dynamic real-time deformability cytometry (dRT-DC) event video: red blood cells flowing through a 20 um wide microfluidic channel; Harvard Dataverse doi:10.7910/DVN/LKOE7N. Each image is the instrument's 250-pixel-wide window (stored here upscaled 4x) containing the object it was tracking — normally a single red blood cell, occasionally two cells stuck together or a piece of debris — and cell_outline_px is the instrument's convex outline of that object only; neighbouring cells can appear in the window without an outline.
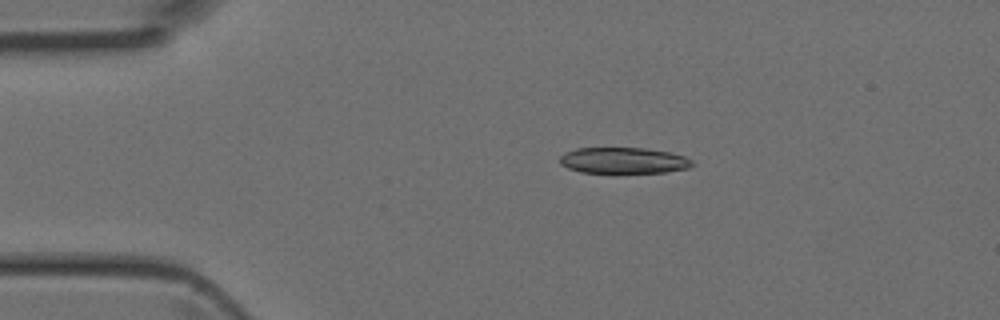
{"species": "Egyptian fruit bat (a non-hibernating species)", "species_latin": "Rousettus aegyptiacus", "temperature_condition": "room temperature", "stored_images_in_passage": 3, "camera_frame_rate_fps": 3000, "um_per_image_px": 0.085, "animal": {"sex": "female"}, "frame": {"image": 1, "passage_image": 2, "time_ms": 0.333, "image_size_px": [1000, 320], "cell_outline_px": [[692, 164], [688, 168], [668, 172], [580, 172], [568, 168], [560, 164], [560, 156], [564, 152], [576, 148], [644, 148], [668, 152], [684, 156], [692, 160]], "centroid_in_image_um": [52.96, 13.63], "position_along_channel_um": 32.0, "area_um2": 19.94}}